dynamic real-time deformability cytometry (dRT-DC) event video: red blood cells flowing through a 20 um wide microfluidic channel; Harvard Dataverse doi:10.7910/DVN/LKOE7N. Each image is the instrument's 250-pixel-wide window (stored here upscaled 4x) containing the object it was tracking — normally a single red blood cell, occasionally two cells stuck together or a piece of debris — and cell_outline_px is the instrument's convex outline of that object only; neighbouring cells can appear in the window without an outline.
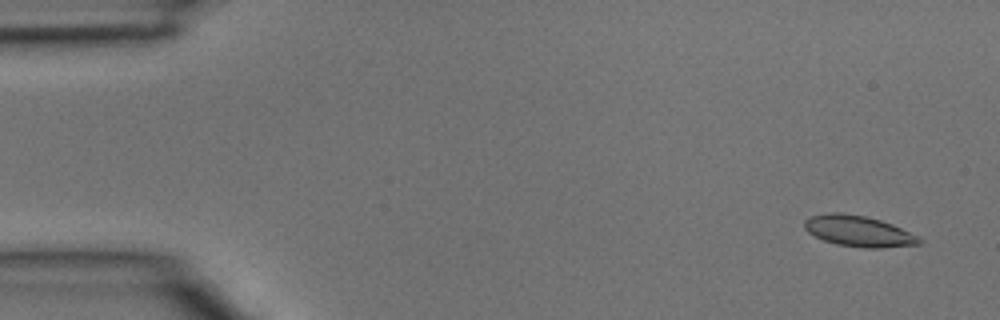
{"species": "common noctule bat (a hibernating species)", "species_latin": "Nyctalus noctula", "temperature_condition": "room temperature", "stored_images_in_passage": 4, "camera_frame_rate_fps": 3000, "um_per_image_px": 0.085, "animal": {"sex": "male", "body_mass_g": 15.6}, "frame": {"image": 1, "passage_image": 1, "time_ms": 0.0, "image_size_px": [1000, 320], "cell_outline_px": [[924, 240], [920, 244], [880, 248], [864, 248], [836, 244], [824, 240], [808, 232], [804, 228], [804, 220], [812, 216], [828, 212], [840, 212], [864, 216], [880, 220], [892, 224], [920, 236]], "centroid_in_image_um": [73.01, 19.65], "position_along_channel_um": 12.0, "area_um2": 20.75}}
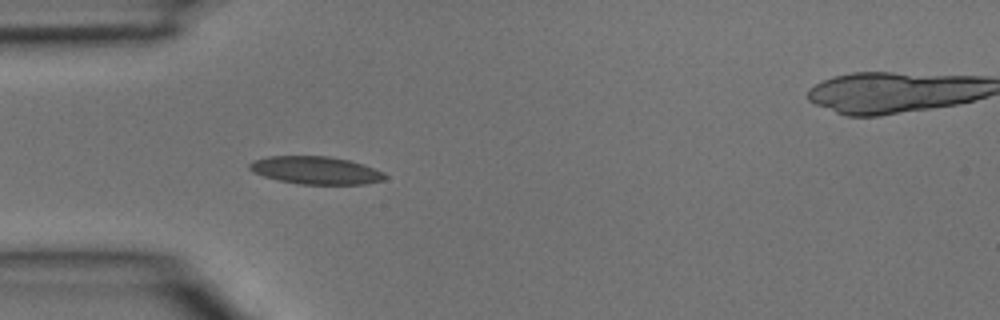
{"frame": {"image": 2, "passage_image": 3, "time_ms": 0.667, "image_size_px": [1000, 320], "cell_outline_px": [[388, 176], [384, 180], [364, 184], [300, 184], [280, 180], [264, 176], [252, 172], [248, 168], [248, 164], [256, 160], [268, 156], [328, 156], [348, 160], [364, 164], [384, 172]], "centroid_in_image_um": [26.86, 14.47], "position_along_channel_um": 58.1, "area_um2": 21.85}}